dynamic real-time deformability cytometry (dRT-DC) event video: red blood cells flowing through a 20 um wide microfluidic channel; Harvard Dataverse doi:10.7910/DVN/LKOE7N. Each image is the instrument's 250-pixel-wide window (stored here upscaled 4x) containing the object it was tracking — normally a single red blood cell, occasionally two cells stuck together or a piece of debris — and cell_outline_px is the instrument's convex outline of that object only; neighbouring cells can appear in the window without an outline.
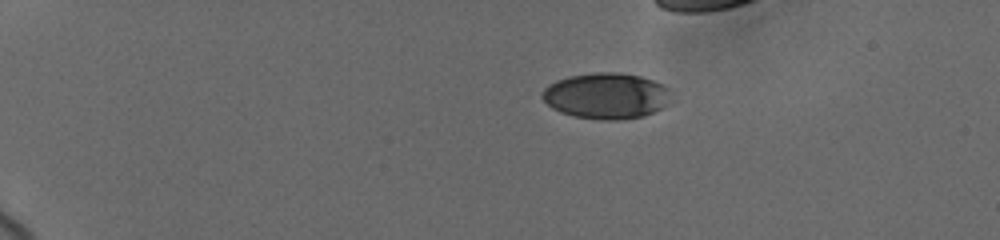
{"species": "human", "species_latin": "Homo sapiens", "temperature_condition": "cold", "stored_images_in_passage": 11, "camera_frame_rate_fps": 3000, "um_per_image_px": 0.085, "donor": {"sex": "female"}, "frame": {"image": 1, "passage_image": 1, "time_ms": 0.0, "image_size_px": [1000, 240], "cell_outline_px": [[668, 104], [644, 116], [620, 120], [600, 120], [572, 116], [560, 112], [552, 108], [540, 96], [544, 88], [548, 84], [556, 80], [568, 76], [596, 72], [616, 72], [640, 76], [652, 80], [668, 88]], "centroid_in_image_um": [51.48, 8.15], "position_along_channel_um": 33.5, "area_um2": 34.51}}
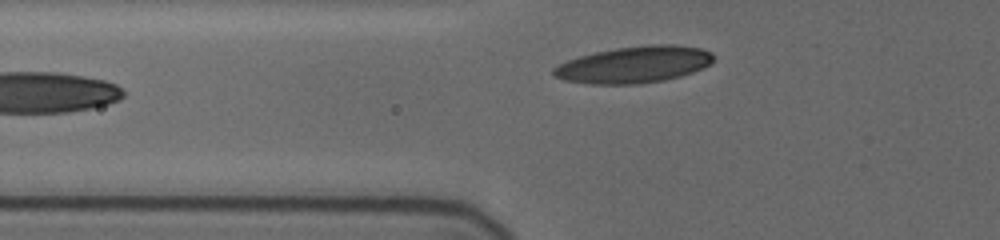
{"frame": {"image": 2, "passage_image": 11, "time_ms": 5.0, "image_size_px": [1000, 240], "cell_outline_px": [[716, 56], [708, 64], [692, 72], [680, 76], [664, 80], [636, 84], [592, 84], [564, 80], [552, 76], [552, 68], [568, 60], [580, 56], [596, 52], [616, 48], [648, 44], [676, 44], [700, 48], [712, 52]], "centroid_in_image_um": [53.89, 5.48], "position_along_channel_um": 71.9, "area_um2": 34.1}}